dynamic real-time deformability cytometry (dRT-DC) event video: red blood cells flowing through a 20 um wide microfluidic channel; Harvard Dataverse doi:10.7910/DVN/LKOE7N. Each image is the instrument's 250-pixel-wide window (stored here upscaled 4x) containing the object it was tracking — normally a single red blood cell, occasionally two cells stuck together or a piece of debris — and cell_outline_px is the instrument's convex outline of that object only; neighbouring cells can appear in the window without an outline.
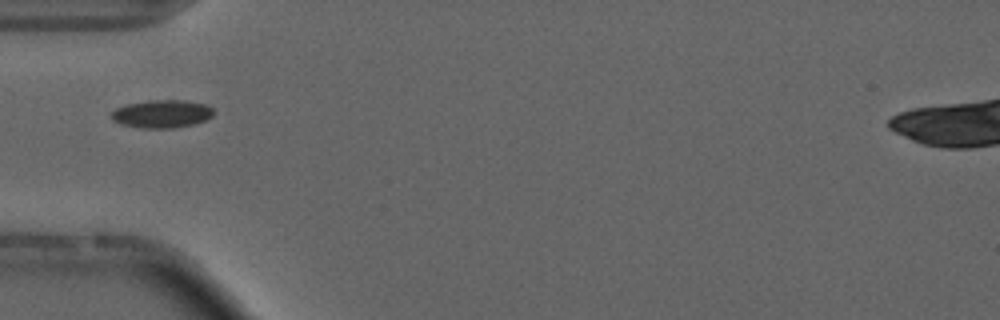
{"species": "common noctule bat (a hibernating species)", "species_latin": "Nyctalus noctula", "temperature_condition": "cold", "stored_images_in_passage": 5, "segment_of_instrument_passage": [2, 2], "camera_frame_rate_fps": 3000, "um_per_image_px": 0.085, "animal": {"sex": "male", "forearm_length_mm": 52.5}, "frame": {"image": 1, "passage_image": 5, "time_ms": 4.667, "image_size_px": [1000, 320], "cell_outline_px": [[216, 112], [212, 116], [196, 124], [172, 128], [140, 128], [120, 124], [112, 120], [112, 112], [116, 108], [128, 104], [152, 100], [184, 100], [204, 104], [212, 108]], "centroid_in_image_um": [13.77, 9.69], "position_along_channel_um": 71.2, "area_um2": 16.65}}